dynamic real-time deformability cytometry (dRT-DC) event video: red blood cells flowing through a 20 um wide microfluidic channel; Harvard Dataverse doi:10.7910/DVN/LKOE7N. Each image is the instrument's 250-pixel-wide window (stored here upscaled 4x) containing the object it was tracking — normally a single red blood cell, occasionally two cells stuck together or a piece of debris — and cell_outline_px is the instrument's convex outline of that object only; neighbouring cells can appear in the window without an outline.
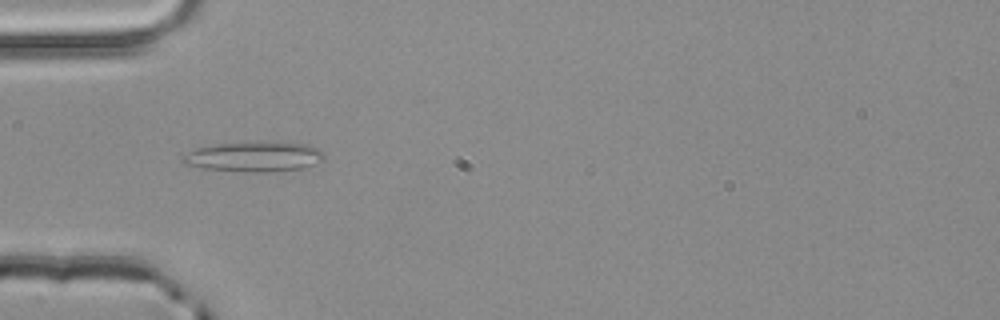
{"species": "common noctule bat (a hibernating species)", "species_latin": "Nyctalus noctula", "temperature_condition": "room temperature", "stored_images_in_passage": 4, "camera_frame_rate_fps": 3000, "um_per_image_px": 0.085, "animal": {"sex": "male", "body_mass_g": 20.4}, "frame": {"image": 1, "passage_image": 4, "time_ms": 1.0, "image_size_px": [1000, 320], "cell_outline_px": [[324, 160], [304, 168], [268, 172], [248, 172], [204, 168], [184, 164], [180, 160], [180, 156], [196, 148], [220, 144], [308, 144], [320, 148], [324, 152]], "centroid_in_image_um": [21.6, 13.36], "position_along_channel_um": 63.4, "area_um2": 24.04}}